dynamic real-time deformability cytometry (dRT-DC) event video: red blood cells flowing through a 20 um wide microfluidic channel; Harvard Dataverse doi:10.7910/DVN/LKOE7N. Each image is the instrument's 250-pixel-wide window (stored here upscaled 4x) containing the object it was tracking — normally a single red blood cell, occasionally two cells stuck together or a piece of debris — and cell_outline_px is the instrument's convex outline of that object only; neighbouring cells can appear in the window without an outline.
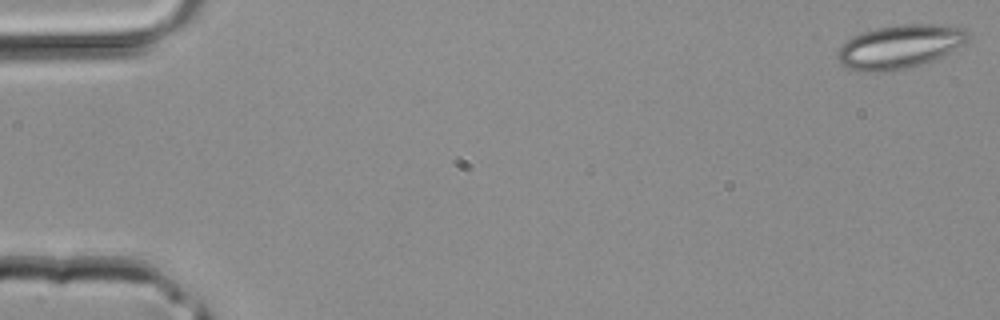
{"species": "common noctule bat (a hibernating species)", "species_latin": "Nyctalus noctula", "temperature_condition": "room temperature", "stored_images_in_passage": 40, "camera_frame_rate_fps": 3000, "um_per_image_px": 0.085, "animal": {"sex": "male", "body_mass_g": 20.4}, "frame": {"image": 1, "passage_image": 1, "time_ms": 0.0, "image_size_px": [1000, 320], "cell_outline_px": [[968, 40], [964, 44], [932, 60], [912, 68], [888, 72], [864, 72], [848, 68], [840, 64], [836, 56], [840, 48], [852, 36], [864, 32], [880, 28], [904, 24], [928, 24], [964, 28], [968, 32]], "centroid_in_image_um": [76.46, 3.99], "position_along_channel_um": 8.5, "area_um2": 32.89}}
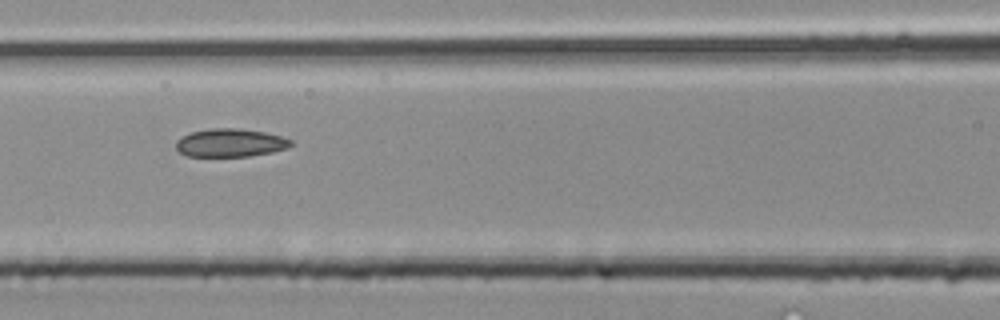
{"frame": {"image": 2, "passage_image": 18, "time_ms": 5.667, "image_size_px": [1000, 320], "cell_outline_px": [[296, 144], [288, 148], [272, 152], [248, 156], [188, 156], [180, 152], [176, 148], [176, 140], [180, 136], [192, 132], [212, 128], [240, 128], [264, 132], [280, 136], [292, 140]], "centroid_in_image_um": [19.6, 12.13], "position_along_channel_um": 147.0, "area_um2": 18.96}}
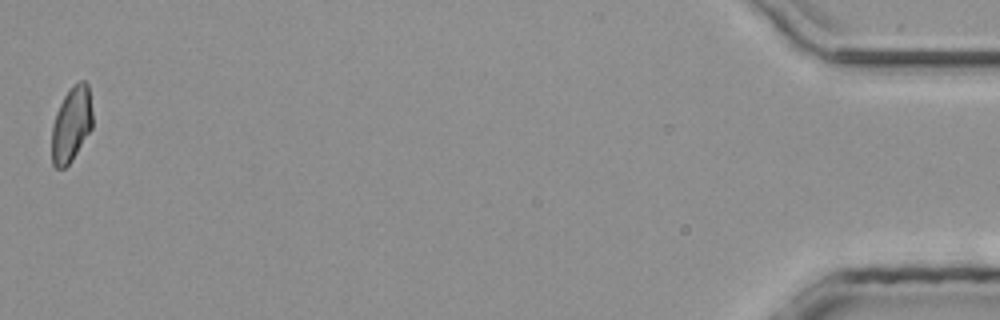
{"frame": {"image": 3, "passage_image": 40, "time_ms": 13.0, "image_size_px": [1000, 320], "cell_outline_px": [[92, 128], [72, 160], [64, 168], [56, 168], [52, 164], [52, 124], [56, 112], [68, 88], [72, 84], [80, 80], [84, 80], [88, 84], [92, 112]], "centroid_in_image_um": [6.06, 10.54], "position_along_channel_um": 429.1, "area_um2": 17.98}}